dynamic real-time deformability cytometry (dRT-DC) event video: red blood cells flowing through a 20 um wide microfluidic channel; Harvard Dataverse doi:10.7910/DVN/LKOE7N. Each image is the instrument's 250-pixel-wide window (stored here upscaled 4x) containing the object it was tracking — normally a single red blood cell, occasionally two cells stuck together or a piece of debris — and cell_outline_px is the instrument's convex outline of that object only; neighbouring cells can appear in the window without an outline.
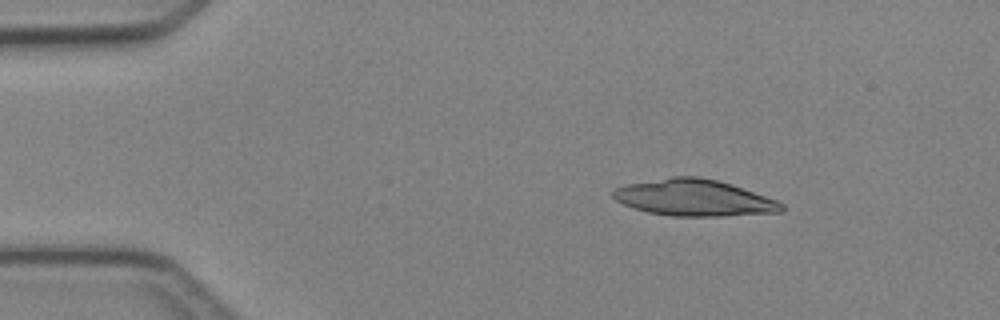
{"species": "Egyptian fruit bat (a non-hibernating species)", "species_latin": "Rousettus aegyptiacus", "temperature_condition": "cold", "stored_images_in_passage": 4, "camera_frame_rate_fps": 3000, "um_per_image_px": 0.085, "animal": {"sex": "female"}, "frame": {"image": 1, "passage_image": 1, "time_ms": 0.0, "image_size_px": [1000, 320], "cell_outline_px": [[784, 212], [724, 216], [672, 216], [648, 212], [624, 204], [616, 200], [612, 196], [612, 192], [616, 188], [628, 184], [672, 176], [700, 176], [732, 184], [776, 200], [784, 204]], "centroid_in_image_um": [59.03, 16.81], "position_along_channel_um": 26.0, "area_um2": 35.72}}